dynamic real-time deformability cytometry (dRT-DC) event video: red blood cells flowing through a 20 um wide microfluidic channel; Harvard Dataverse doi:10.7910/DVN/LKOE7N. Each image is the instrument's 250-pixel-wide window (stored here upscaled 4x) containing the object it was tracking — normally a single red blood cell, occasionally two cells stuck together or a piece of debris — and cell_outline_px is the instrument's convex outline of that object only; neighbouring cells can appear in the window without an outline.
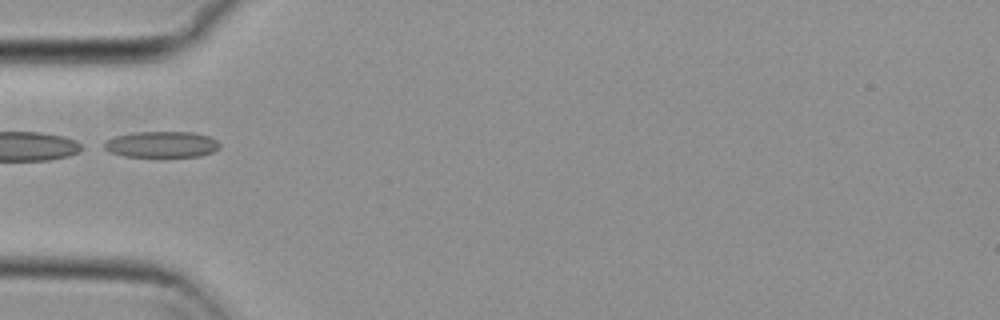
{"species": "common noctule bat (a hibernating species)", "species_latin": "Nyctalus noctula", "temperature_condition": "cold", "stored_images_in_passage": 37, "camera_frame_rate_fps": 3000, "um_per_image_px": 0.085, "animal": {"sex": "female", "body_mass_g": 29.2, "forearm_length_mm": 56.3}, "frame": {"image": 1, "passage_image": 1, "time_ms": 0.0, "image_size_px": [1000, 320], "cell_outline_px": [[220, 148], [212, 152], [200, 156], [124, 156], [108, 152], [100, 148], [108, 140], [116, 136], [132, 132], [192, 132], [212, 136], [220, 144]], "centroid_in_image_um": [13.73, 12.27], "position_along_channel_um": 71.3, "area_um2": 17.69}}